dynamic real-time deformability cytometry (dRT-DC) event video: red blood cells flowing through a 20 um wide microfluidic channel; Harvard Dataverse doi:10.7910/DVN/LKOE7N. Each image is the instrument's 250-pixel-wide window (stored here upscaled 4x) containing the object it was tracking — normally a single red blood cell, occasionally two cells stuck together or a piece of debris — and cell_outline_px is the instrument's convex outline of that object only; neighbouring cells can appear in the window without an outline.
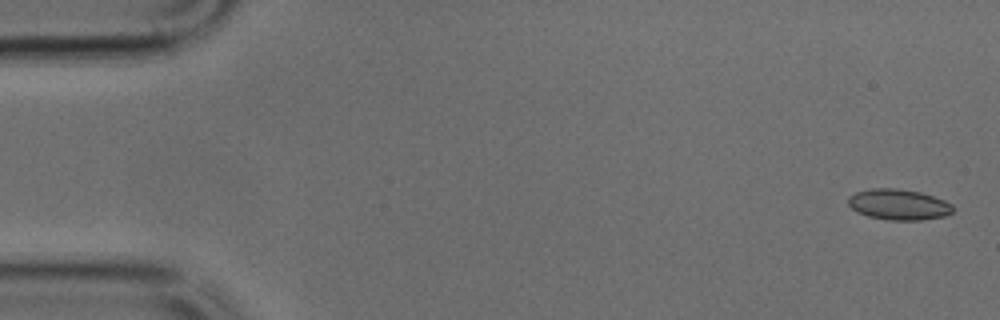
{"species": "common noctule bat (a hibernating species)", "species_latin": "Nyctalus noctula", "temperature_condition": "cold", "stored_images_in_passage": 49, "camera_frame_rate_fps": 3000, "um_per_image_px": 0.085, "animal": {"sex": "male", "body_mass_g": 17.9, "forearm_length_mm": 54.2}, "frame": {"image": 1, "passage_image": 2, "time_ms": 0.333, "image_size_px": [1000, 320], "cell_outline_px": [[956, 208], [952, 212], [944, 216], [920, 220], [888, 220], [868, 216], [856, 212], [848, 204], [848, 196], [856, 192], [872, 188], [896, 188], [920, 192], [944, 200], [952, 204]], "centroid_in_image_um": [76.38, 17.38], "position_along_channel_um": 8.6, "area_um2": 18.84}}
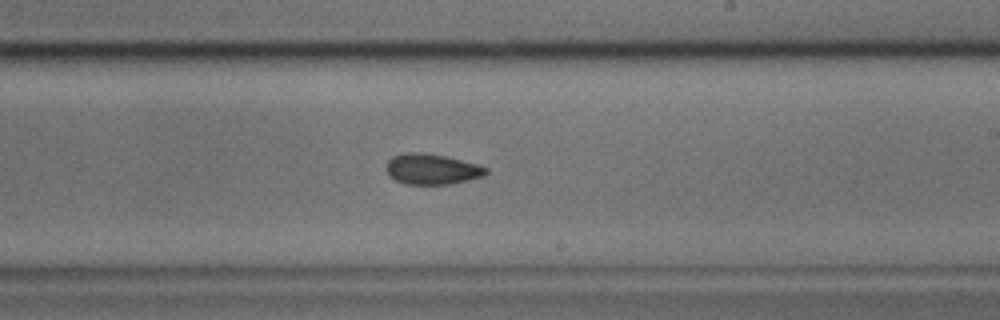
{"frame": {"image": 2, "passage_image": 29, "time_ms": 9.333, "image_size_px": [1000, 320], "cell_outline_px": [[488, 172], [484, 176], [468, 180], [448, 184], [404, 184], [396, 180], [388, 172], [388, 160], [392, 156], [408, 152], [420, 152], [444, 156], [476, 164], [488, 168]], "centroid_in_image_um": [36.73, 14.38], "position_along_channel_um": 252.3, "area_um2": 17.46}}
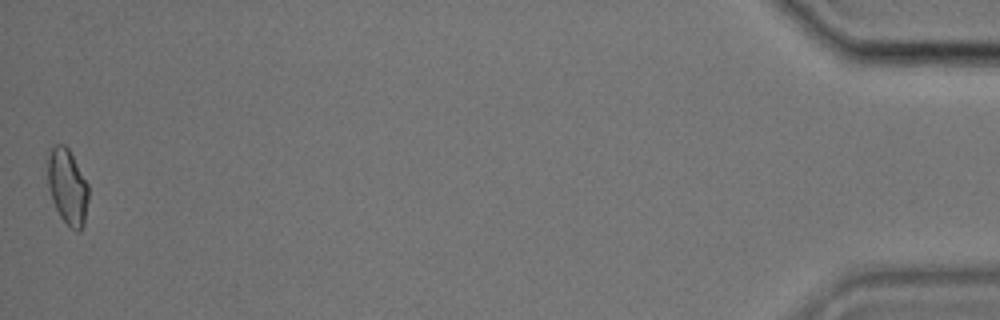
{"frame": {"image": 3, "passage_image": 49, "time_ms": 16.0, "image_size_px": [1000, 320], "cell_outline_px": [[88, 200], [84, 224], [80, 232], [76, 232], [60, 216], [52, 200], [48, 188], [48, 156], [52, 148], [56, 144], [64, 144], [68, 148], [88, 184]], "centroid_in_image_um": [5.74, 15.89], "position_along_channel_um": 429.5, "area_um2": 17.8}}